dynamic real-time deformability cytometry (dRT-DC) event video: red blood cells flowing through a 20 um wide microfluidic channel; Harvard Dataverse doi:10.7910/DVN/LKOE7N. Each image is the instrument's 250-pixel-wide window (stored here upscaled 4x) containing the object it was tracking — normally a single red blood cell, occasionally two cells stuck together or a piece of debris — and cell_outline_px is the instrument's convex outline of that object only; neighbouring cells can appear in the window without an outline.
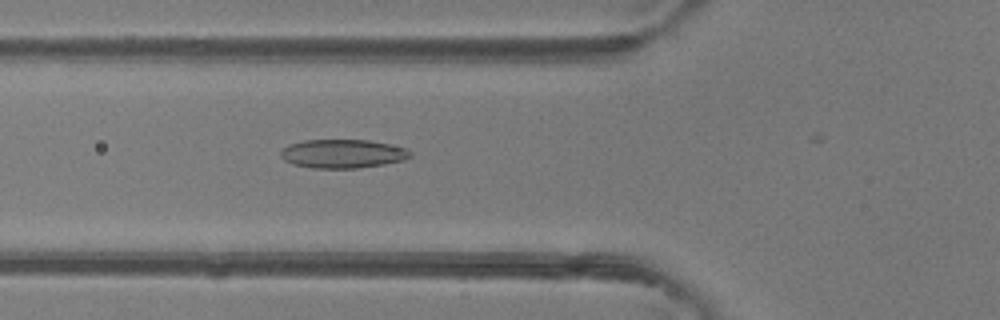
{"species": "common noctule bat (a hibernating species)", "species_latin": "Nyctalus noctula", "temperature_condition": "room temperature", "stored_images_in_passage": 19, "camera_frame_rate_fps": 3000, "um_per_image_px": 0.085, "animal": {"sex": "female"}, "frame": {"image": 1, "passage_image": 18, "time_ms": 5.667, "image_size_px": [1000, 320], "cell_outline_px": [[412, 156], [404, 160], [384, 164], [356, 168], [312, 168], [292, 164], [284, 160], [280, 156], [280, 152], [288, 144], [304, 140], [368, 140], [388, 144], [404, 148], [412, 152]], "centroid_in_image_um": [29.1, 13.07], "position_along_channel_um": 96.7, "area_um2": 21.68}}